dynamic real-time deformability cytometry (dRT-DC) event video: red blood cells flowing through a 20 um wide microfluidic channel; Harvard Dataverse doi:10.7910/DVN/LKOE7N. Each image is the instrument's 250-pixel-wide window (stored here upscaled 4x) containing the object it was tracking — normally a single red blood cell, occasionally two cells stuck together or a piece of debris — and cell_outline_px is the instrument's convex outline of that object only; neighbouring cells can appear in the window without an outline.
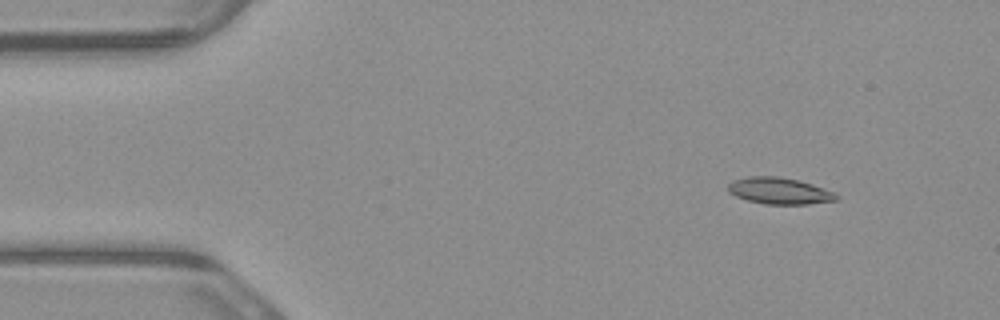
{"species": "common noctule bat (a hibernating species)", "species_latin": "Nyctalus noctula", "temperature_condition": "warm", "stored_images_in_passage": 3, "camera_frame_rate_fps": 3000, "um_per_image_px": 0.085, "animal": {"sex": "male", "body_mass_g": 23.1, "forearm_length_mm": 52.7}, "frame": {"image": 1, "passage_image": 1, "time_ms": 0.0, "image_size_px": [1000, 320], "cell_outline_px": [[840, 200], [808, 204], [764, 204], [748, 200], [736, 196], [728, 192], [728, 184], [732, 180], [748, 176], [776, 176], [796, 180], [812, 184], [836, 192], [840, 196]], "centroid_in_image_um": [66.28, 16.23], "position_along_channel_um": 18.7, "area_um2": 16.88}}